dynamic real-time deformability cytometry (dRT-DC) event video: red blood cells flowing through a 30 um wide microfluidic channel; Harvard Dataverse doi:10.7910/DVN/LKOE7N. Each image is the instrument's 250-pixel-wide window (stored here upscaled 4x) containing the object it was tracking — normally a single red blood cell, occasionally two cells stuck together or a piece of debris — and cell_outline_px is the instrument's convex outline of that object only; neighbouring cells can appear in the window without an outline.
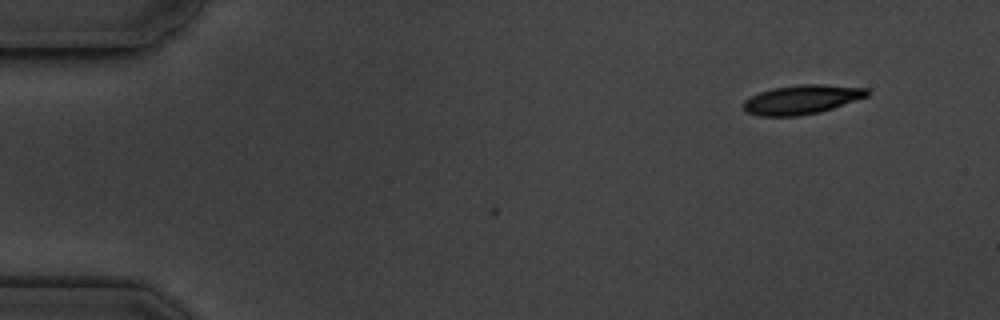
{"species": "common noctule bat (a hibernating species)", "species_latin": "Nyctalus noctula", "temperature_condition": "cold", "stored_images_in_passage": 2, "camera_frame_rate_fps": 3000, "um_per_image_px": 0.085, "animal": {"sex": "male", "body_mass_g": 19.5, "forearm_length_mm": 54.6}, "frame": {"image": 1, "passage_image": 2, "time_ms": 1.0, "image_size_px": [1000, 320], "cell_outline_px": [[872, 92], [868, 96], [820, 112], [796, 116], [760, 116], [748, 112], [744, 108], [744, 100], [760, 92], [772, 88], [800, 84], [824, 84], [868, 88]], "centroid_in_image_um": [68.19, 8.45], "position_along_channel_um": 16.8, "area_um2": 20.98}}